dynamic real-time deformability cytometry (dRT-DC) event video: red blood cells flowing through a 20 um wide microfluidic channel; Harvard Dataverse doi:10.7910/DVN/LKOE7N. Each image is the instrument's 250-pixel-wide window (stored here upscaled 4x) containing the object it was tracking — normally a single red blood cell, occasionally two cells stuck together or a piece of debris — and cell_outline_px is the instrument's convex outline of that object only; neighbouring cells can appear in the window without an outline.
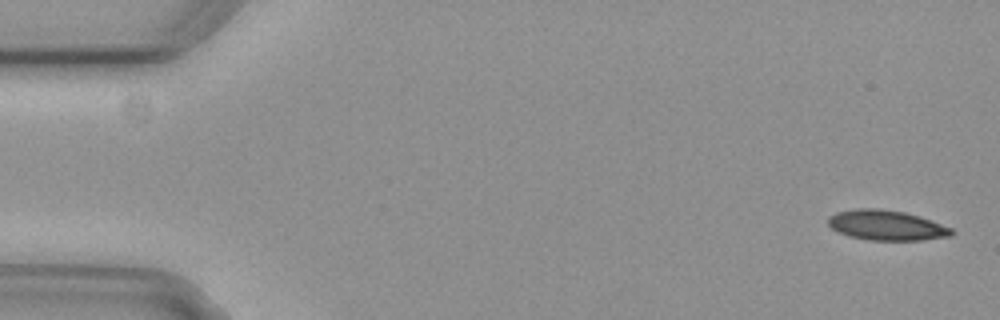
{"species": "common noctule bat (a hibernating species)", "species_latin": "Nyctalus noctula", "temperature_condition": "cold", "stored_images_in_passage": 9, "camera_frame_rate_fps": 3000, "um_per_image_px": 0.085, "animal": {"sex": "female", "body_mass_g": 29.2, "forearm_length_mm": 56.3}, "frame": {"image": 1, "passage_image": 1, "time_ms": 0.0, "image_size_px": [1000, 320], "cell_outline_px": [[956, 232], [952, 236], [920, 240], [868, 240], [848, 236], [836, 232], [828, 224], [828, 216], [836, 212], [856, 208], [880, 208], [904, 212], [920, 216], [952, 228]], "centroid_in_image_um": [75.34, 19.14], "position_along_channel_um": 9.7, "area_um2": 21.91}}
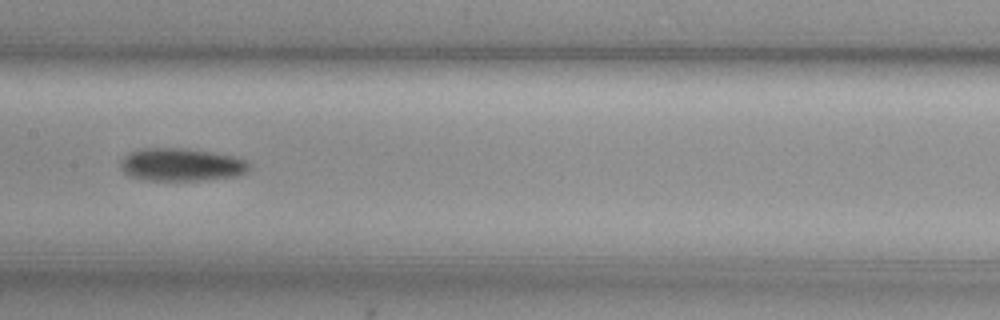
{"frame": {"image": 2, "passage_image": 8, "time_ms": 2.333, "image_size_px": [1000, 320], "cell_outline_px": [[248, 172], [236, 176], [204, 180], [144, 180], [128, 176], [120, 168], [120, 160], [124, 156], [132, 152], [144, 148], [180, 148], [208, 152], [232, 156], [244, 160], [248, 164]], "centroid_in_image_um": [15.36, 14.01], "position_along_channel_um": 192.0, "area_um2": 24.39}}
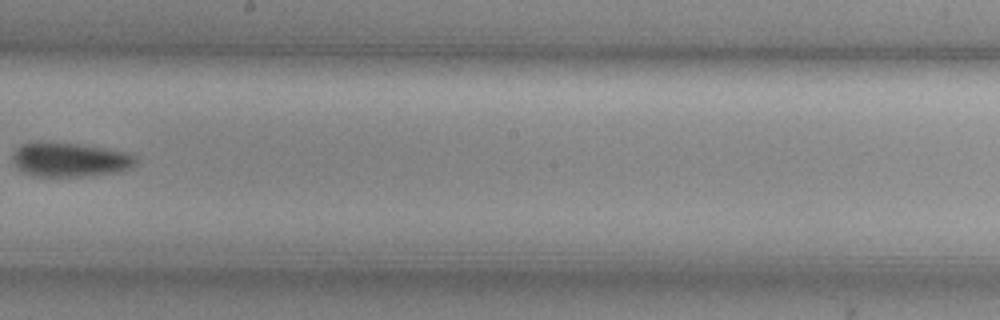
{"frame": {"image": 3, "passage_image": 9, "time_ms": 2.667, "image_size_px": [1000, 320], "cell_outline_px": [[136, 164], [132, 168], [120, 172], [92, 176], [32, 176], [16, 168], [12, 160], [12, 152], [16, 148], [24, 144], [76, 144], [124, 152], [136, 156]], "centroid_in_image_um": [5.96, 13.62], "position_along_channel_um": 242.2, "area_um2": 24.1}}